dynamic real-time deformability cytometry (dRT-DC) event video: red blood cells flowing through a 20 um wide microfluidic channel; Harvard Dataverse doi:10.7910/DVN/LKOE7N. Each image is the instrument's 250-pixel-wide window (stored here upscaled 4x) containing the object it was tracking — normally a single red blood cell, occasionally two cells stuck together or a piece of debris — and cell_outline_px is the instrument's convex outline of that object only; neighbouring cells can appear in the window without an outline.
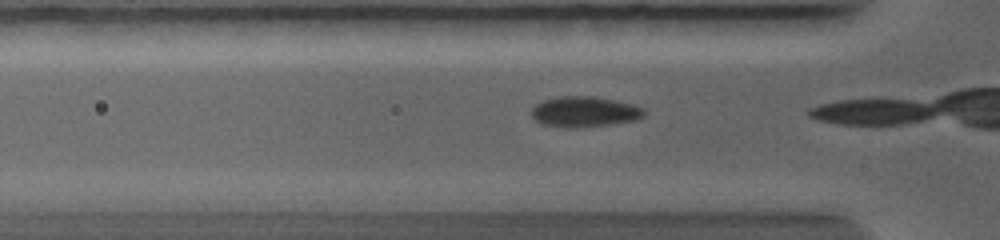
{"species": "common noctule bat (a hibernating species)", "species_latin": "Nyctalus noctula", "temperature_condition": "warm", "stored_images_in_passage": 6, "camera_frame_rate_fps": 5000, "um_per_image_px": 0.085, "animal": {"sex": "female", "body_mass_g": 19.0, "forearm_length_mm": 56.7}, "frame": {"image": 1, "passage_image": 5, "time_ms": 0.6, "image_size_px": [1000, 240], "cell_outline_px": [[644, 116], [640, 120], [576, 128], [564, 128], [540, 124], [532, 116], [532, 108], [536, 104], [544, 100], [560, 96], [592, 96], [616, 100], [636, 104], [644, 108]], "centroid_in_image_um": [49.71, 9.5], "position_along_channel_um": 76.1, "area_um2": 20.29}}